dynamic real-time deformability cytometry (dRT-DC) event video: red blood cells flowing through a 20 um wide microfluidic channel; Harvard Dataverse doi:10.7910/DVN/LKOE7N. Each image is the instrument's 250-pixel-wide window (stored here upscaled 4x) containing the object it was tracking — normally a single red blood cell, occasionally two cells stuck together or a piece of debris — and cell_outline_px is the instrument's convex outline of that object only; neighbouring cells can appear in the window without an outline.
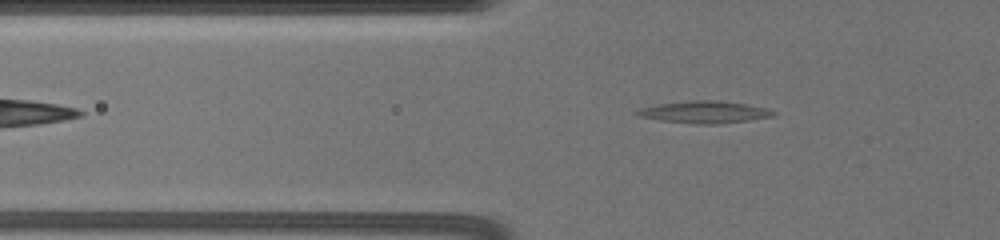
{"species": "common noctule bat (a hibernating species)", "species_latin": "Nyctalus noctula", "temperature_condition": "warm", "stored_images_in_passage": 9, "camera_frame_rate_fps": 3000, "um_per_image_px": 0.085, "animal": {"sex": "female", "body_mass_g": 19.5, "forearm_length_mm": 54.1}, "frame": {"image": 1, "passage_image": 2, "time_ms": 0.667, "image_size_px": [1000, 240], "cell_outline_px": [[776, 116], [720, 124], [692, 124], [660, 120], [636, 116], [632, 112], [640, 108], [656, 104], [688, 100], [716, 100], [748, 104], [768, 108], [776, 112]], "centroid_in_image_um": [59.85, 9.52], "position_along_channel_um": 65.9, "area_um2": 17.92}}
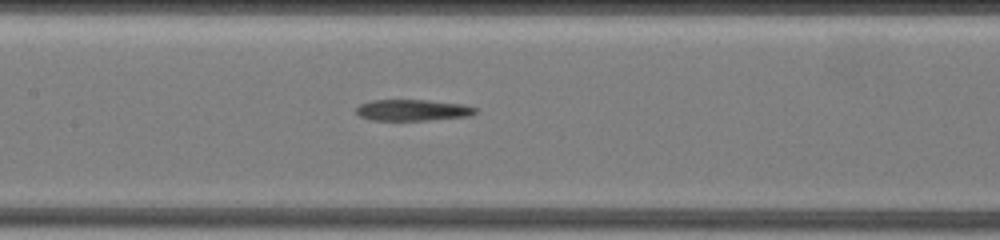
{"frame": {"image": 2, "passage_image": 6, "time_ms": 4.0, "image_size_px": [1000, 240], "cell_outline_px": [[476, 112], [472, 116], [428, 120], [372, 120], [360, 116], [356, 112], [356, 108], [360, 104], [372, 100], [428, 100], [464, 104], [476, 108]], "centroid_in_image_um": [35.1, 9.36], "position_along_channel_um": 172.3, "area_um2": 14.8}}
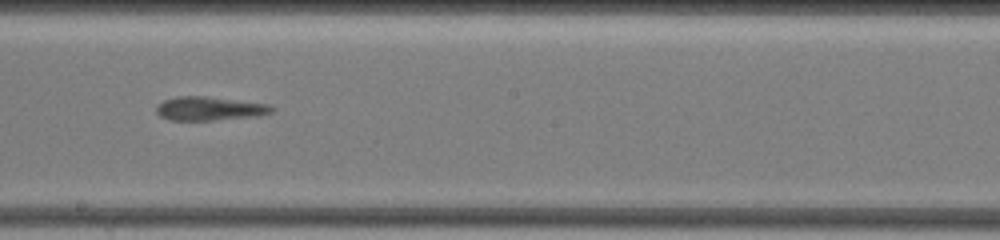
{"frame": {"image": 3, "passage_image": 8, "time_ms": 5.667, "image_size_px": [1000, 240], "cell_outline_px": [[276, 108], [272, 112], [256, 116], [212, 120], [168, 120], [160, 116], [156, 112], [156, 104], [164, 100], [176, 96], [204, 96], [268, 104]], "centroid_in_image_um": [17.76, 9.23], "position_along_channel_um": 230.4, "area_um2": 15.95}}